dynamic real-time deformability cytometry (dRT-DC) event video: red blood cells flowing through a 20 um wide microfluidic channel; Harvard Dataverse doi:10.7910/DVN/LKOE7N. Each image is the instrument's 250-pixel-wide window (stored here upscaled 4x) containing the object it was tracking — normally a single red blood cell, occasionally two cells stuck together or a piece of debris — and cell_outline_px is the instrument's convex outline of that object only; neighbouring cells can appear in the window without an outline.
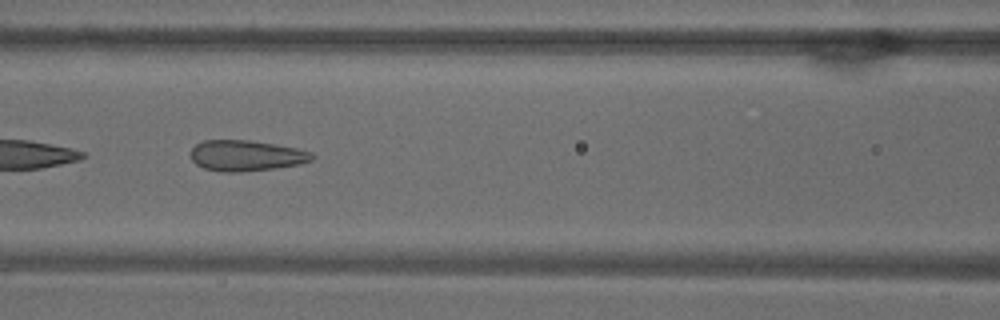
{"species": "common noctule bat (a hibernating species)", "species_latin": "Nyctalus noctula", "temperature_condition": "warm", "stored_images_in_passage": 52, "camera_frame_rate_fps": 3000, "um_per_image_px": 0.085, "animal": {"sex": "male", "body_mass_g": 18.8}, "frame": {"image": 1, "passage_image": 23, "time_ms": 7.333, "image_size_px": [1000, 320], "cell_outline_px": [[316, 156], [312, 160], [300, 164], [272, 168], [240, 172], [224, 172], [204, 168], [196, 164], [192, 160], [192, 148], [196, 144], [204, 140], [248, 140], [296, 148], [308, 152]], "centroid_in_image_um": [20.9, 13.23], "position_along_channel_um": 145.7, "area_um2": 21.44}}
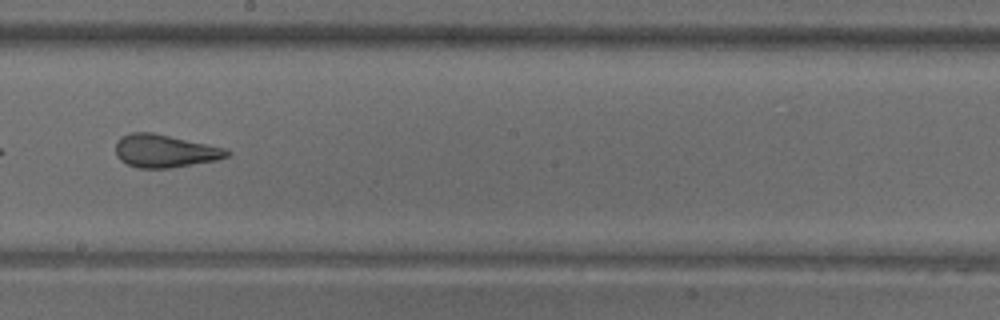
{"frame": {"image": 2, "passage_image": 30, "time_ms": 9.667, "image_size_px": [1000, 320], "cell_outline_px": [[232, 152], [228, 156], [216, 160], [168, 168], [140, 168], [128, 164], [120, 160], [116, 156], [116, 144], [124, 136], [132, 132], [152, 132], [228, 148]], "centroid_in_image_um": [14.05, 12.83], "position_along_channel_um": 234.1, "area_um2": 21.21}, "authors_computed_cell_mechanics": {"area_um2": 24.0737, "velocity_mm_per_s": 3.803, "shape_relaxation_time_tau1_ms": null, "shape_relaxation_time_tau2_ms": 1.0189, "deformation_change_tau1": null, "deformation_change_tau2": 0.1011}}